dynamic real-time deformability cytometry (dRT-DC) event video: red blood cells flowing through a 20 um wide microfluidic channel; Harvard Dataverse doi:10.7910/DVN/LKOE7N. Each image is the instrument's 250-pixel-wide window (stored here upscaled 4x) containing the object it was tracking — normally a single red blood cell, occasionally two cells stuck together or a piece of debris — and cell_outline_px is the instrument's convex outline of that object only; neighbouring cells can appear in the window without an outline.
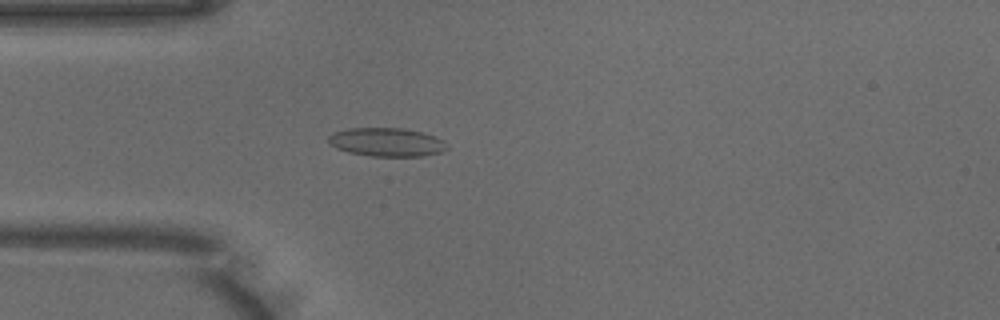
{"species": "common noctule bat (a hibernating species)", "species_latin": "Nyctalus noctula", "temperature_condition": "warm", "stored_images_in_passage": 49, "camera_frame_rate_fps": 3000, "um_per_image_px": 0.085, "animal": {"sex": "male", "body_mass_g": 18.8}, "frame": {"image": 1, "passage_image": 13, "time_ms": 4.0, "image_size_px": [1000, 320], "cell_outline_px": [[448, 148], [444, 152], [424, 156], [372, 156], [348, 152], [336, 148], [328, 140], [328, 136], [332, 132], [348, 128], [400, 128], [420, 132], [444, 140], [448, 144]], "centroid_in_image_um": [32.88, 12.09], "position_along_channel_um": 52.1, "area_um2": 19.77}}
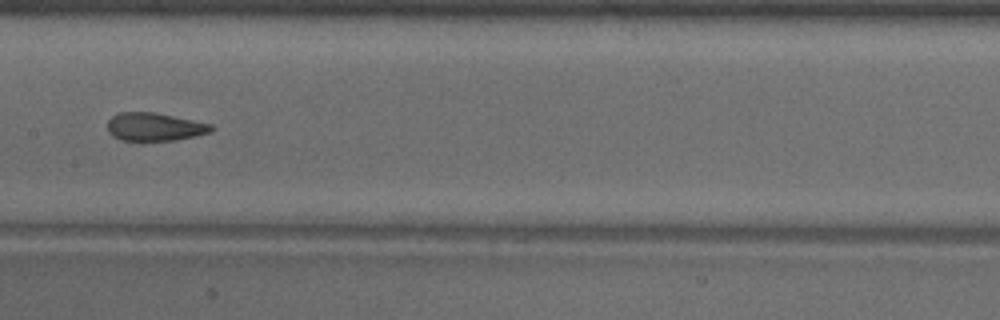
{"frame": {"image": 2, "passage_image": 24, "time_ms": 7.667, "image_size_px": [1000, 320], "cell_outline_px": [[216, 128], [208, 132], [196, 136], [176, 140], [120, 140], [112, 136], [108, 132], [108, 120], [112, 116], [120, 112], [156, 112], [212, 124]], "centroid_in_image_um": [13.14, 10.77], "position_along_channel_um": 194.3, "area_um2": 17.05}}
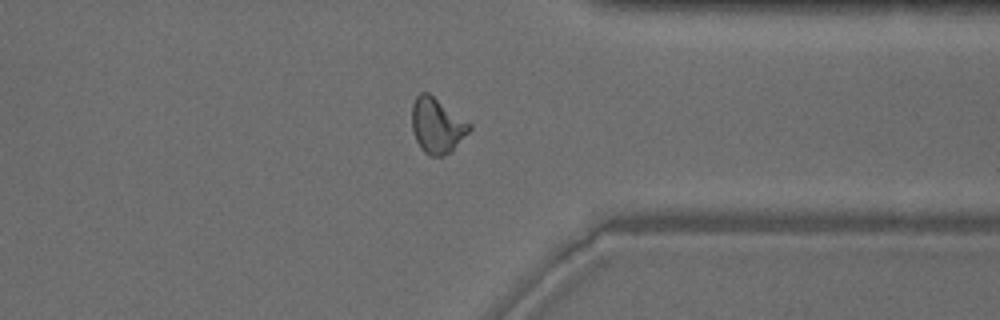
{"frame": {"image": 3, "passage_image": 38, "time_ms": 12.333, "image_size_px": [1000, 320], "cell_outline_px": [[472, 128], [452, 152], [444, 156], [428, 156], [420, 148], [412, 132], [412, 104], [416, 96], [420, 92], [428, 92], [472, 124]], "centroid_in_image_um": [37.15, 10.69], "position_along_channel_um": 374.3, "area_um2": 18.79}, "authors_computed_cell_mechanics": {"area_um2": 18.3226, "velocity_mm_per_s": 3.9851, "shape_relaxation_time_tau1_ms": null, "shape_relaxation_time_tau2_ms": 1.629, "deformation_change_tau1": null, "deformation_change_tau2": 0.0799}}